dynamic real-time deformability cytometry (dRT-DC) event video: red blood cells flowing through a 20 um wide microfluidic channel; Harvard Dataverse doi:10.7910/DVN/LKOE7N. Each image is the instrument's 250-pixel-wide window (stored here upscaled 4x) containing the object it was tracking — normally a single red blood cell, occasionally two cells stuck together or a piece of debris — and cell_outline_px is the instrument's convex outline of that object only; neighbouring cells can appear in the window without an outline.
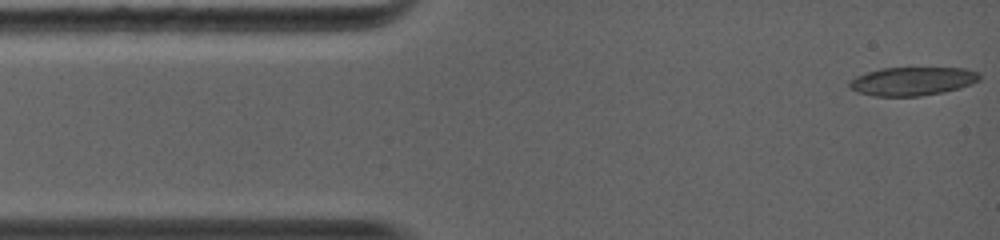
{"species": "common noctule bat (a hibernating species)", "species_latin": "Nyctalus noctula", "temperature_condition": "warm", "stored_images_in_passage": 63, "camera_frame_rate_fps": 5000, "um_per_image_px": 0.085, "animal": {"sex": "female", "body_mass_g": 19.0, "forearm_length_mm": 56.7}, "frame": {"image": 1, "passage_image": 1, "time_ms": 0.0, "image_size_px": [1000, 240], "cell_outline_px": [[980, 80], [972, 84], [960, 88], [944, 92], [920, 96], [876, 96], [856, 92], [848, 88], [848, 80], [856, 76], [880, 68], [964, 68], [980, 72]], "centroid_in_image_um": [77.55, 6.9], "position_along_channel_um": 7.5, "area_um2": 21.85}}
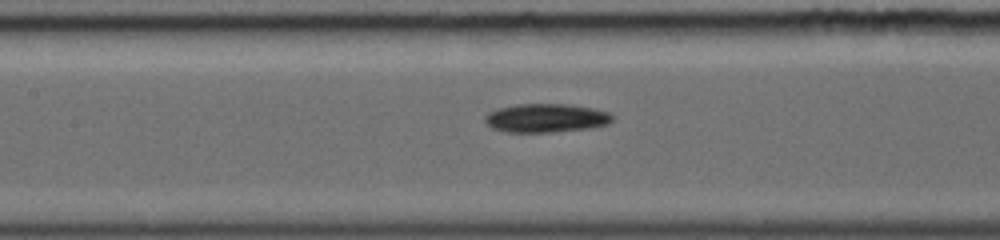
{"frame": {"image": 2, "passage_image": 29, "time_ms": 5.2, "image_size_px": [1000, 240], "cell_outline_px": [[616, 116], [608, 124], [588, 128], [552, 132], [508, 132], [492, 128], [484, 120], [484, 116], [488, 112], [496, 108], [516, 104], [568, 104], [592, 108], [608, 112]], "centroid_in_image_um": [46.4, 10.02], "position_along_channel_um": 161.0, "area_um2": 21.39}}
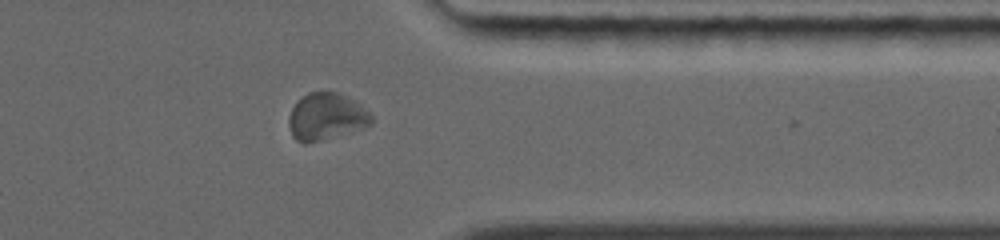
{"frame": {"image": 3, "passage_image": 51, "time_ms": 10.4, "image_size_px": [1000, 240], "cell_outline_px": [[372, 124], [364, 128], [352, 132], [308, 144], [304, 144], [296, 140], [292, 136], [288, 124], [288, 116], [292, 108], [308, 92], [336, 92], [360, 104], [372, 116]], "centroid_in_image_um": [27.72, 9.96], "position_along_channel_um": 383.7, "area_um2": 22.6}, "authors_computed_cell_mechanics": {"area_um2": 21.386, "velocity_mm_per_s": 4.3637, "shape_relaxation_time_tau1_ms": 1.7404, "shape_relaxation_time_tau2_ms": 6.3203, "deformation_change_tau1": 0.0917, "deformation_change_tau2": 0.1611}}